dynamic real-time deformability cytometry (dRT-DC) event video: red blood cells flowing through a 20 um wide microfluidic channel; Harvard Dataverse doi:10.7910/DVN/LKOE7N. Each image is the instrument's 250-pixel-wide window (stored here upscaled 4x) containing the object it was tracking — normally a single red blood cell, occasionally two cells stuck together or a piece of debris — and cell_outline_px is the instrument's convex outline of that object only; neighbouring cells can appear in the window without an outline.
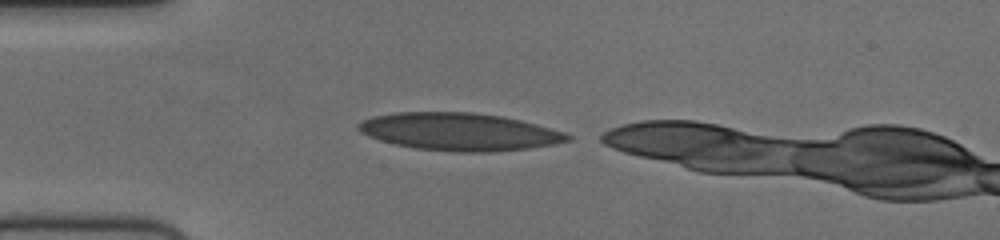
{"species": "human", "species_latin": "Homo sapiens", "temperature_condition": "cold", "stored_images_in_passage": 32, "camera_frame_rate_fps": 3000, "um_per_image_px": 0.085, "donor": {"sex": "female"}, "frame": {"image": 1, "passage_image": 1, "time_ms": 0.0, "image_size_px": [1000, 240], "cell_outline_px": [[572, 140], [556, 144], [528, 148], [488, 152], [452, 152], [416, 148], [396, 144], [380, 140], [368, 136], [360, 132], [356, 128], [356, 124], [360, 120], [372, 116], [396, 112], [472, 112], [500, 116], [520, 120], [536, 124], [564, 132], [572, 136]], "centroid_in_image_um": [39.01, 11.19], "position_along_channel_um": 46.0, "area_um2": 45.95}}
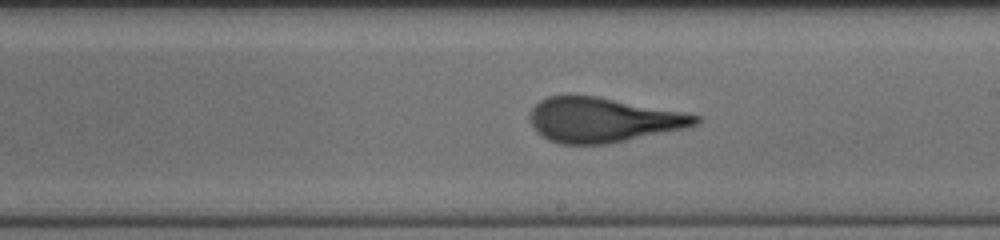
{"frame": {"image": 2, "passage_image": 18, "time_ms": 5.667, "image_size_px": [1000, 240], "cell_outline_px": [[704, 116], [696, 124], [684, 128], [608, 144], [560, 144], [548, 140], [536, 132], [528, 116], [532, 108], [540, 100], [548, 96], [596, 96], [684, 112]], "centroid_in_image_um": [51.22, 10.2], "position_along_channel_um": 237.8, "area_um2": 42.95}}
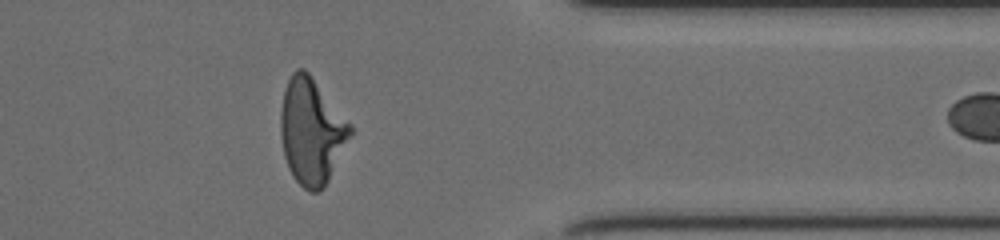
{"frame": {"image": 3, "passage_image": 31, "time_ms": 10.0, "image_size_px": [1000, 240], "cell_outline_px": [[352, 136], [324, 188], [320, 192], [308, 192], [292, 176], [288, 168], [284, 156], [280, 132], [280, 112], [284, 88], [292, 72], [296, 68], [304, 68], [308, 72], [352, 124]], "centroid_in_image_um": [26.48, 11.16], "position_along_channel_um": 384.9, "area_um2": 43.35}}